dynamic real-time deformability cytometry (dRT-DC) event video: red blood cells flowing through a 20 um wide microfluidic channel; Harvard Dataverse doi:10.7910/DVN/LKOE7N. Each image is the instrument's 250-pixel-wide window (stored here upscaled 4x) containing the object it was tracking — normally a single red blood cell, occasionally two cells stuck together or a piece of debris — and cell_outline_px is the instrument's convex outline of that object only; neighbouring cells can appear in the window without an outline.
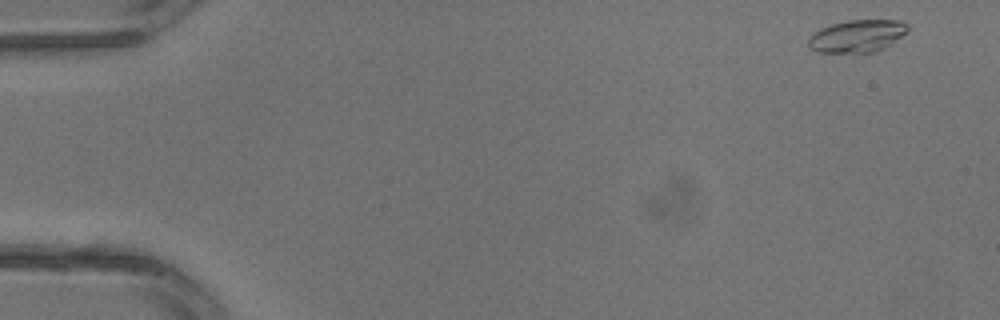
{"species": "common noctule bat (a hibernating species)", "species_latin": "Nyctalus noctula", "temperature_condition": "warm", "stored_images_in_passage": 3, "camera_frame_rate_fps": 3000, "um_per_image_px": 0.085, "animal": {"sex": "male", "body_mass_g": 13.3}, "frame": {"image": 1, "passage_image": 1, "time_ms": 0.0, "image_size_px": [1000, 320], "cell_outline_px": [[908, 32], [892, 44], [876, 52], [816, 52], [808, 48], [808, 40], [820, 28], [832, 24], [848, 20], [900, 20], [908, 24]], "centroid_in_image_um": [72.9, 3.06], "position_along_channel_um": 12.1, "area_um2": 18.84}}
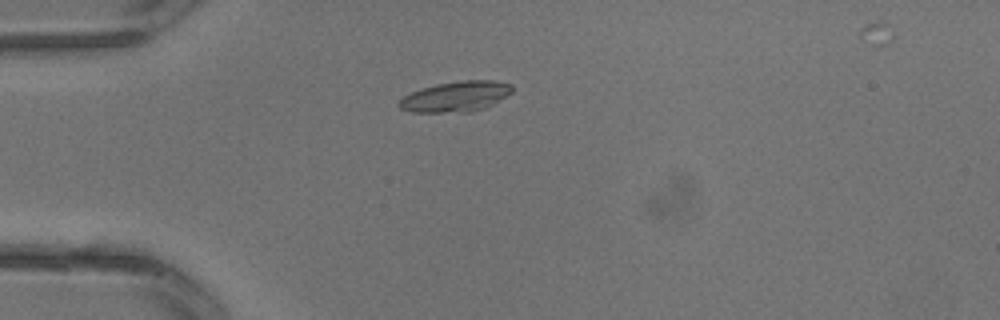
{"frame": {"image": 2, "passage_image": 3, "time_ms": 0.667, "image_size_px": [1000, 320], "cell_outline_px": [[512, 92], [492, 104], [484, 108], [472, 112], [412, 112], [400, 108], [396, 104], [404, 96], [412, 92], [436, 84], [464, 80], [492, 80], [512, 84]], "centroid_in_image_um": [38.74, 8.21], "position_along_channel_um": 46.3, "area_um2": 19.88}}